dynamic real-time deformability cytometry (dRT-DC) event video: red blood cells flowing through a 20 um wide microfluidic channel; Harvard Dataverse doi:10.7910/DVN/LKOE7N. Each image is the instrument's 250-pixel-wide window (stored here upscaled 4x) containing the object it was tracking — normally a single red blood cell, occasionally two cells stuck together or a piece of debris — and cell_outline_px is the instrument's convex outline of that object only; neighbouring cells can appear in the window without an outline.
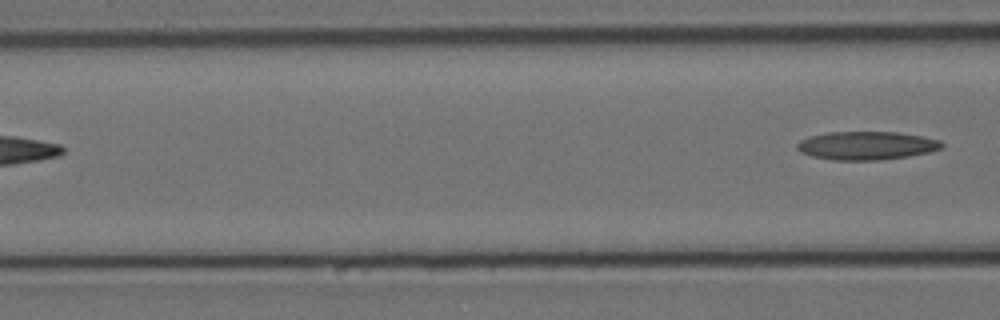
{"species": "Egyptian fruit bat (a non-hibernating species)", "species_latin": "Rousettus aegyptiacus", "temperature_condition": "cold", "stored_images_in_passage": 5, "camera_frame_rate_fps": 3000, "um_per_image_px": 0.085, "animal": {"sex": "female"}, "frame": {"image": 1, "passage_image": 5, "time_ms": 1.333, "image_size_px": [1000, 320], "cell_outline_px": [[944, 148], [928, 152], [908, 156], [880, 160], [832, 160], [812, 156], [800, 152], [796, 148], [796, 144], [800, 140], [808, 136], [828, 132], [896, 132], [920, 136], [940, 140], [944, 144]], "centroid_in_image_um": [73.63, 12.37], "position_along_channel_um": 93.0, "area_um2": 23.99}}